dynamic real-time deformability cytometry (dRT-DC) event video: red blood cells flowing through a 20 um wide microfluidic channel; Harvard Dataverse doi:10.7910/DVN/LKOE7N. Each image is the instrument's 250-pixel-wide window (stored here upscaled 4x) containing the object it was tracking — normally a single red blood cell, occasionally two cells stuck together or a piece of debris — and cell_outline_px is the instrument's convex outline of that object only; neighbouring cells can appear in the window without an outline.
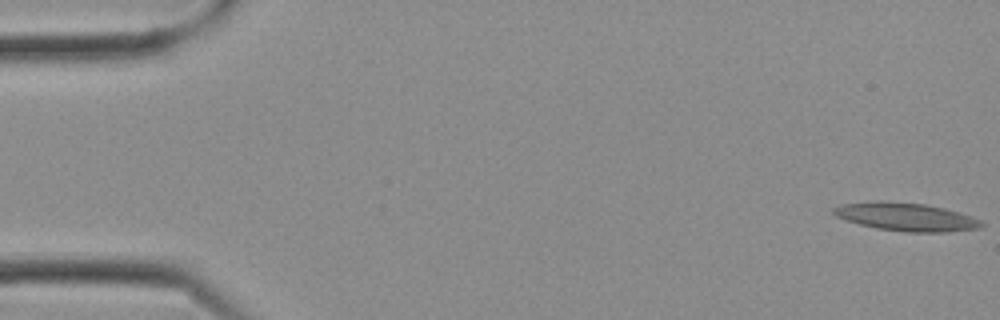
{"species": "Egyptian fruit bat (a non-hibernating species)", "species_latin": "Rousettus aegyptiacus", "temperature_condition": "cold", "stored_images_in_passage": 9, "camera_frame_rate_fps": 3000, "um_per_image_px": 0.085, "frame": {"image": 1, "passage_image": 1, "time_ms": 0.0, "image_size_px": [1000, 320], "cell_outline_px": [[984, 224], [980, 228], [948, 232], [904, 232], [876, 228], [860, 224], [836, 216], [832, 212], [832, 208], [840, 204], [876, 200], [880, 200], [924, 204], [944, 208], [960, 212], [972, 216], [980, 220]], "centroid_in_image_um": [77.01, 18.42], "position_along_channel_um": 8.0, "area_um2": 24.39}}